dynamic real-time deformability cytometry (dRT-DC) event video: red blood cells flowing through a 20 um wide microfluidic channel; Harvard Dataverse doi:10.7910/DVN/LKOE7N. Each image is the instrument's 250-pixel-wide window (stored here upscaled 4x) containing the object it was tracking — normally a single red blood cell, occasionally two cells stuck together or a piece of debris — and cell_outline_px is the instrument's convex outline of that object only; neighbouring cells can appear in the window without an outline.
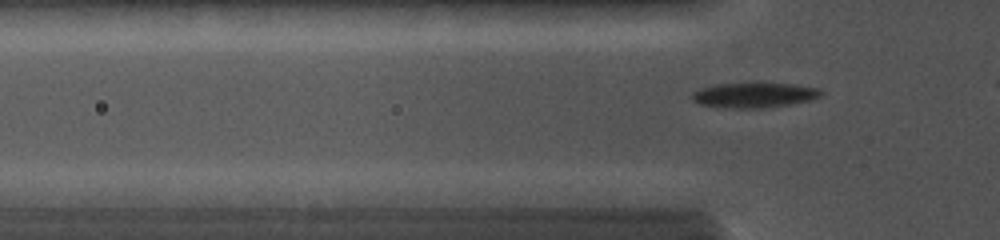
{"species": "common noctule bat (a hibernating species)", "species_latin": "Nyctalus noctula", "temperature_condition": "cold", "stored_images_in_passage": 22, "camera_frame_rate_fps": 5000, "um_per_image_px": 0.085, "animal": {"sex": "female", "body_mass_g": 19.0, "forearm_length_mm": 56.7}, "frame": {"image": 1, "passage_image": 5, "time_ms": 1.2, "image_size_px": [1000, 240], "cell_outline_px": [[824, 92], [820, 96], [808, 100], [788, 104], [760, 108], [724, 108], [700, 104], [692, 100], [692, 92], [700, 88], [716, 84], [796, 84], [820, 88]], "centroid_in_image_um": [64.08, 8.09], "position_along_channel_um": 61.7, "area_um2": 18.55}}
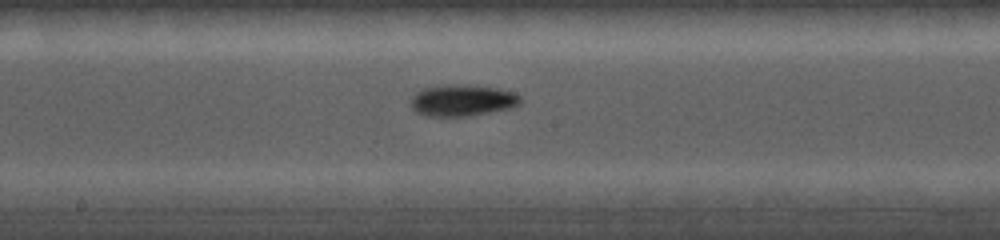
{"frame": {"image": 2, "passage_image": 15, "time_ms": 4.6, "image_size_px": [1000, 240], "cell_outline_px": [[520, 104], [512, 108], [464, 116], [428, 116], [416, 112], [412, 108], [412, 96], [416, 92], [424, 88], [448, 84], [468, 84], [496, 88], [512, 92], [520, 96]], "centroid_in_image_um": [39.29, 8.52], "position_along_channel_um": 208.9, "area_um2": 20.0}}
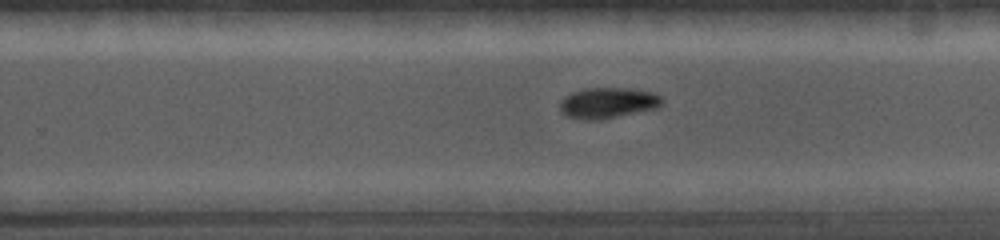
{"frame": {"image": 3, "passage_image": 20, "time_ms": 6.2, "image_size_px": [1000, 240], "cell_outline_px": [[664, 100], [660, 108], [600, 120], [584, 120], [564, 116], [560, 108], [560, 100], [564, 96], [572, 92], [588, 88], [632, 88], [652, 92], [660, 96]], "centroid_in_image_um": [51.68, 8.75], "position_along_channel_um": 278.1, "area_um2": 18.67}}